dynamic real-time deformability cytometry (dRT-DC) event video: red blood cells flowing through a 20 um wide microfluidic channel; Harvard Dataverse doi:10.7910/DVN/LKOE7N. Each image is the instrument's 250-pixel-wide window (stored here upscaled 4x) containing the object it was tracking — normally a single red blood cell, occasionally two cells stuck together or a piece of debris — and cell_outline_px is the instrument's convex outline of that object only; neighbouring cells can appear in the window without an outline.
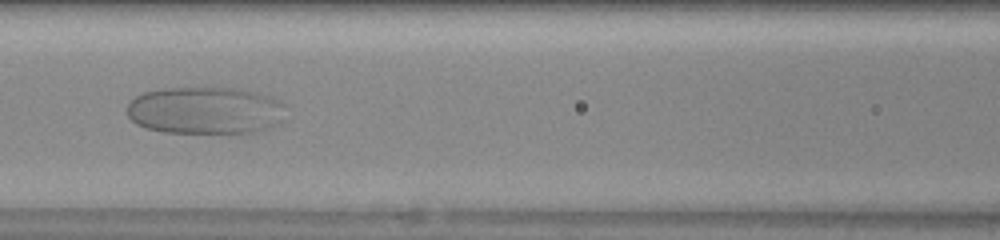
{"species": "human", "species_latin": "Homo sapiens", "temperature_condition": "warm", "stored_images_in_passage": 35, "segment_of_instrument_passage": [1, 2], "camera_frame_rate_fps": 3000, "um_per_image_px": 0.085, "donor": {"sex": "female"}, "frame": {"image": 1, "passage_image": 12, "time_ms": 3.667, "image_size_px": [1000, 240], "cell_outline_px": [[284, 120], [276, 124], [256, 132], [236, 136], [164, 132], [148, 128], [136, 124], [128, 116], [128, 104], [136, 96], [144, 92], [160, 88], [232, 88], [252, 92], [268, 96], [284, 104]], "centroid_in_image_um": [17.46, 9.44], "position_along_channel_um": 149.1, "area_um2": 44.68}}
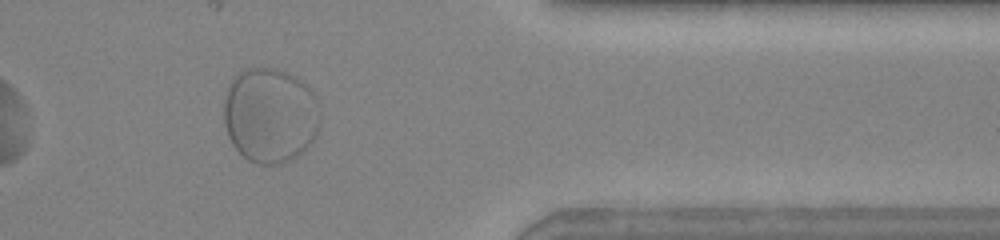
{"frame": {"image": 2, "passage_image": 31, "time_ms": 10.0, "image_size_px": [1000, 240], "cell_outline_px": [[320, 120], [316, 136], [292, 160], [280, 164], [260, 164], [248, 160], [232, 144], [228, 136], [224, 124], [224, 100], [232, 76], [236, 72], [244, 68], [276, 68], [296, 76], [316, 96]], "centroid_in_image_um": [22.93, 9.78], "position_along_channel_um": 388.5, "area_um2": 53.58}}
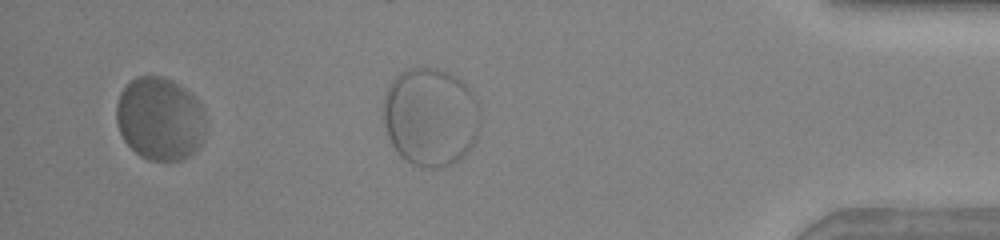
{"frame": {"image": 3, "passage_image": 33, "time_ms": 10.667, "image_size_px": [1000, 240], "cell_outline_px": [[204, 140], [188, 156], [180, 160], [148, 160], [140, 156], [124, 140], [116, 124], [116, 104], [120, 92], [136, 76], [160, 76], [172, 80], [180, 84], [192, 92], [204, 108]], "centroid_in_image_um": [13.59, 10.07], "position_along_channel_um": 421.6, "area_um2": 43.58}}